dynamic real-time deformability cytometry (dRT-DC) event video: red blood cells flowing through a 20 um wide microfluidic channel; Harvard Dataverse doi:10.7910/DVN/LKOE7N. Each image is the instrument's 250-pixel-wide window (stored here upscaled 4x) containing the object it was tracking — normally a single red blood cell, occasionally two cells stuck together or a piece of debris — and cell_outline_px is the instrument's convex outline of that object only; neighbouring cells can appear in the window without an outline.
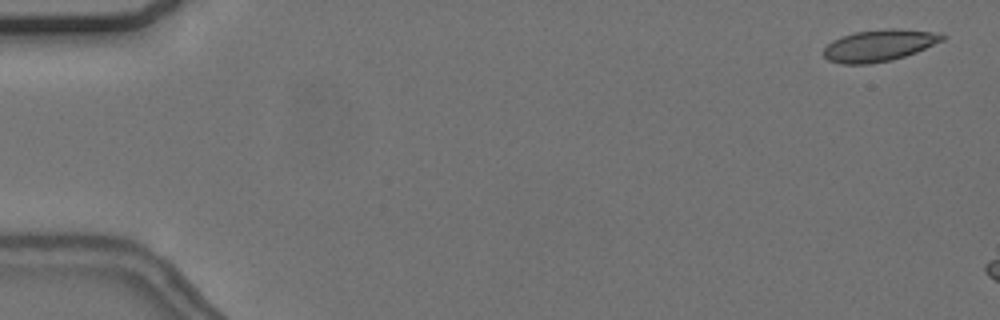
{"species": "common noctule bat (a hibernating species)", "species_latin": "Nyctalus noctula", "temperature_condition": "cold", "stored_images_in_passage": 8, "camera_frame_rate_fps": 3000, "um_per_image_px": 0.085, "animal": {"sex": "female", "body_mass_g": 24.6, "forearm_length_mm": 56.2}, "frame": {"image": 1, "passage_image": 2, "time_ms": 0.333, "image_size_px": [1000, 320], "cell_outline_px": [[948, 36], [944, 40], [916, 52], [892, 60], [868, 64], [840, 64], [828, 60], [824, 56], [824, 48], [832, 40], [840, 36], [856, 32], [888, 28], [900, 28], [932, 32]], "centroid_in_image_um": [74.72, 3.86], "position_along_channel_um": 10.3, "area_um2": 21.96}}